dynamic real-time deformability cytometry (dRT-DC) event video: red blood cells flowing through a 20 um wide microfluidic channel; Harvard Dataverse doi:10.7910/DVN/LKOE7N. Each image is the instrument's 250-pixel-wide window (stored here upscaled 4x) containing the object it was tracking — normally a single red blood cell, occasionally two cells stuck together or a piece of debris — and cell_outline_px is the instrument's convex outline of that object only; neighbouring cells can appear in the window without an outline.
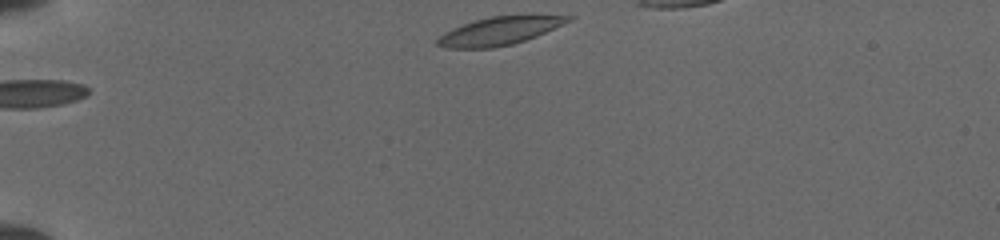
{"species": "common noctule bat (a hibernating species)", "species_latin": "Nyctalus noctula", "temperature_condition": "cold", "stored_images_in_passage": 36, "camera_frame_rate_fps": 3000, "um_per_image_px": 0.085, "animal": {"sex": "female", "body_mass_g": 19.5, "forearm_length_mm": 54.1}, "frame": {"image": 1, "passage_image": 1, "time_ms": 0.0, "image_size_px": [1000, 240], "cell_outline_px": [[576, 16], [572, 20], [536, 36], [512, 44], [492, 48], [444, 48], [436, 44], [436, 40], [444, 32], [464, 24], [476, 20], [492, 16]], "centroid_in_image_um": [42.41, 2.65], "position_along_channel_um": 42.6, "area_um2": 20.87}}
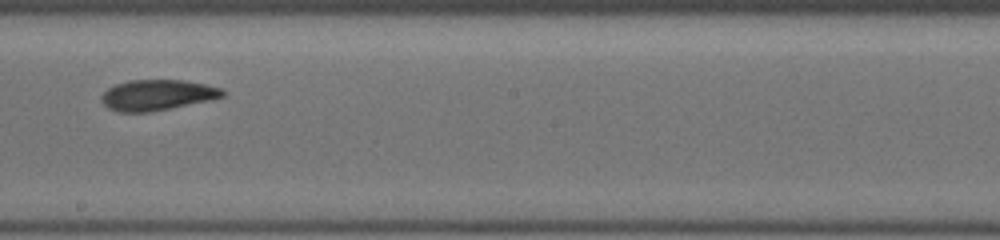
{"frame": {"image": 2, "passage_image": 20, "time_ms": 6.0, "image_size_px": [1000, 240], "cell_outline_px": [[228, 92], [224, 96], [212, 100], [148, 112], [116, 112], [108, 108], [100, 100], [100, 96], [108, 88], [116, 84], [128, 80], [184, 80], [224, 88]], "centroid_in_image_um": [13.39, 8.07], "position_along_channel_um": 234.8, "area_um2": 21.85}}
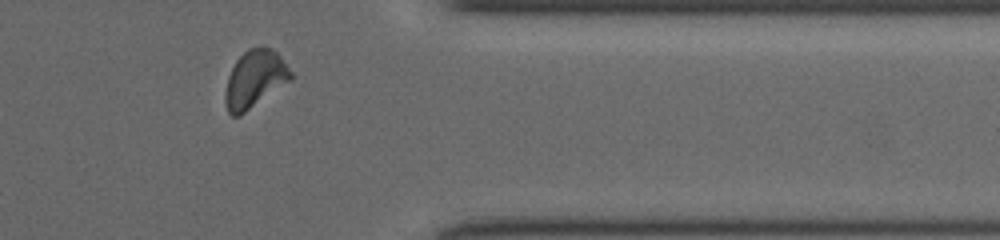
{"frame": {"image": 3, "passage_image": 33, "time_ms": 10.0, "image_size_px": [1000, 240], "cell_outline_px": [[292, 80], [240, 116], [232, 116], [228, 112], [224, 100], [224, 92], [228, 76], [236, 60], [248, 48], [264, 44], [272, 48], [280, 56], [292, 72]], "centroid_in_image_um": [21.66, 6.7], "position_along_channel_um": 389.7, "area_um2": 22.31}}